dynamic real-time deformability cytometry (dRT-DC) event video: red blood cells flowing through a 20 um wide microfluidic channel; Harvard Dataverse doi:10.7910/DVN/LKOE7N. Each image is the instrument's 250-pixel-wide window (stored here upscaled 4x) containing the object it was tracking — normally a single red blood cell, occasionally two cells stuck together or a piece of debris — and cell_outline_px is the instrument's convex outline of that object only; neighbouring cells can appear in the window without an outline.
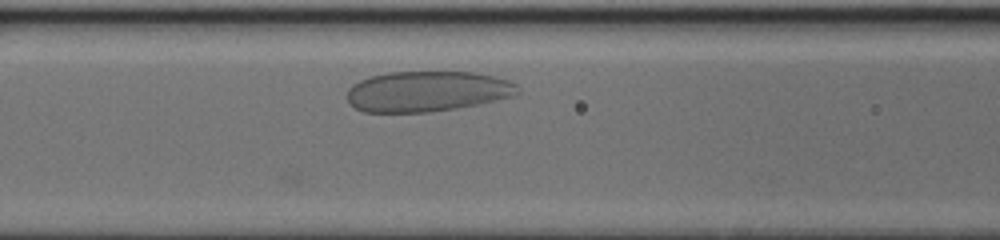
{"species": "human", "species_latin": "Homo sapiens", "temperature_condition": "cold", "stored_images_in_passage": 13, "camera_frame_rate_fps": 3000, "um_per_image_px": 0.085, "donor": {"sex": "female"}, "frame": {"image": 1, "passage_image": 8, "time_ms": 2.333, "image_size_px": [1000, 240], "cell_outline_px": [[520, 92], [512, 96], [476, 104], [428, 112], [364, 112], [348, 104], [348, 88], [352, 84], [360, 80], [372, 76], [388, 72], [476, 72], [508, 80], [516, 84]], "centroid_in_image_um": [36.27, 7.76], "position_along_channel_um": 130.3, "area_um2": 40.0}}
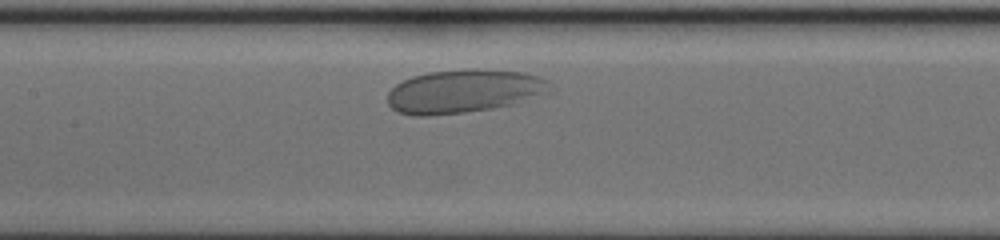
{"frame": {"image": 2, "passage_image": 11, "time_ms": 3.333, "image_size_px": [1000, 240], "cell_outline_px": [[556, 92], [512, 104], [492, 108], [464, 112], [428, 116], [416, 116], [396, 112], [388, 104], [388, 92], [396, 84], [412, 76], [428, 72], [464, 68], [476, 68], [524, 72], [536, 76], [552, 84]], "centroid_in_image_um": [39.47, 7.74], "position_along_channel_um": 167.9, "area_um2": 41.67}}